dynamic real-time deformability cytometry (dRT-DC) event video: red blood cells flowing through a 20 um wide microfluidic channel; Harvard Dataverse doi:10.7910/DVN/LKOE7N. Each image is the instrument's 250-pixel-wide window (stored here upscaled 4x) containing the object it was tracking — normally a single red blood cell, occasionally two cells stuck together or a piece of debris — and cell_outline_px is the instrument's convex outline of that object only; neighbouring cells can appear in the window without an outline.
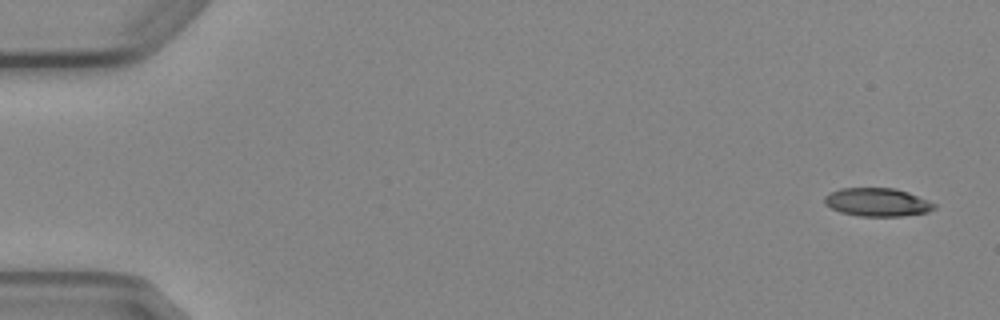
{"species": "Egyptian fruit bat (a non-hibernating species)", "species_latin": "Rousettus aegyptiacus", "temperature_condition": "cold", "stored_images_in_passage": 4, "camera_frame_rate_fps": 3000, "um_per_image_px": 0.085, "animal": {"sex": "female"}, "frame": {"image": 1, "passage_image": 1, "time_ms": 0.0, "image_size_px": [1000, 320], "cell_outline_px": [[936, 208], [928, 212], [900, 216], [860, 216], [840, 212], [824, 204], [824, 196], [828, 192], [840, 188], [896, 188], [908, 192], [936, 204]], "centroid_in_image_um": [74.54, 17.18], "position_along_channel_um": 10.5, "area_um2": 18.15}}
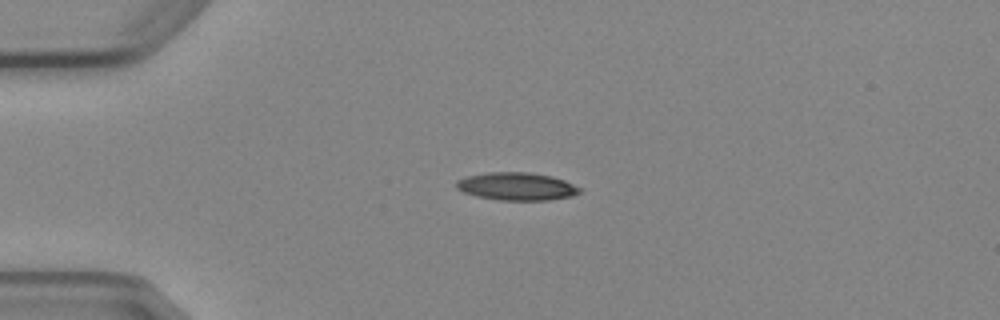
{"frame": {"image": 2, "passage_image": 4, "time_ms": 3.667, "image_size_px": [1000, 320], "cell_outline_px": [[580, 192], [572, 196], [548, 200], [500, 200], [476, 196], [464, 192], [456, 188], [456, 180], [468, 176], [488, 172], [528, 172], [552, 176], [564, 180], [580, 188]], "centroid_in_image_um": [43.9, 15.84], "position_along_channel_um": 41.1, "area_um2": 19.88}}